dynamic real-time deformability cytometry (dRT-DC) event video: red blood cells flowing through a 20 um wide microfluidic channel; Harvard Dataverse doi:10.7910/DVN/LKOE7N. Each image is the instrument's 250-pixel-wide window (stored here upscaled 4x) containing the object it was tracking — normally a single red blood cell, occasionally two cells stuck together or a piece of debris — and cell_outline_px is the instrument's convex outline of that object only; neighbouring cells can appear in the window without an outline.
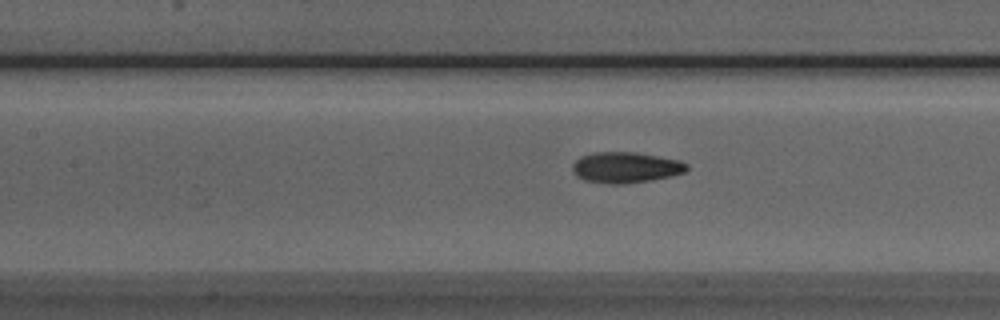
{"species": "Egyptian fruit bat (a non-hibernating species)", "species_latin": "Rousettus aegyptiacus", "temperature_condition": "room temperature", "stored_images_in_passage": 22, "camera_frame_rate_fps": 3000, "um_per_image_px": 0.085, "animal": {"sex": "male"}, "frame": {"image": 1, "passage_image": 19, "time_ms": 6.0, "image_size_px": [1000, 320], "cell_outline_px": [[688, 168], [684, 172], [672, 176], [652, 180], [620, 184], [608, 184], [584, 180], [576, 176], [572, 172], [572, 164], [580, 156], [596, 152], [636, 152], [680, 160], [688, 164]], "centroid_in_image_um": [53.17, 14.23], "position_along_channel_um": 154.2, "area_um2": 20.69}}